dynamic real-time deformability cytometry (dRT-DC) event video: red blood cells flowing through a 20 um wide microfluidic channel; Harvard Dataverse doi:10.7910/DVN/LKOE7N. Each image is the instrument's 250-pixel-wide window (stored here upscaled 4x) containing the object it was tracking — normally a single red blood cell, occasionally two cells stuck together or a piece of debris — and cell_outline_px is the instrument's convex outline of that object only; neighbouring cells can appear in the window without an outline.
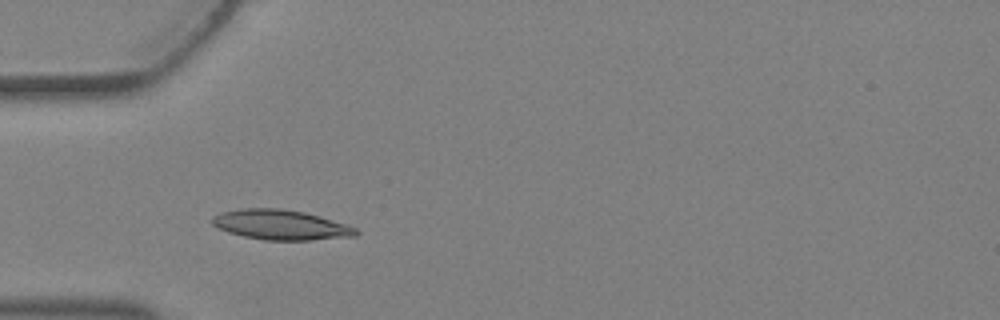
{"species": "Egyptian fruit bat (a non-hibernating species)", "species_latin": "Rousettus aegyptiacus", "temperature_condition": "warm", "stored_images_in_passage": 2, "camera_frame_rate_fps": 3000, "um_per_image_px": 0.085, "animal": {"sex": "female"}, "frame": {"image": 1, "passage_image": 2, "time_ms": 0.333, "image_size_px": [1000, 320], "cell_outline_px": [[360, 232], [356, 236], [312, 240], [264, 240], [244, 236], [228, 232], [212, 224], [212, 216], [220, 212], [240, 208], [280, 208], [304, 212], [320, 216], [356, 228]], "centroid_in_image_um": [23.85, 19.1], "position_along_channel_um": 61.1, "area_um2": 25.09}}